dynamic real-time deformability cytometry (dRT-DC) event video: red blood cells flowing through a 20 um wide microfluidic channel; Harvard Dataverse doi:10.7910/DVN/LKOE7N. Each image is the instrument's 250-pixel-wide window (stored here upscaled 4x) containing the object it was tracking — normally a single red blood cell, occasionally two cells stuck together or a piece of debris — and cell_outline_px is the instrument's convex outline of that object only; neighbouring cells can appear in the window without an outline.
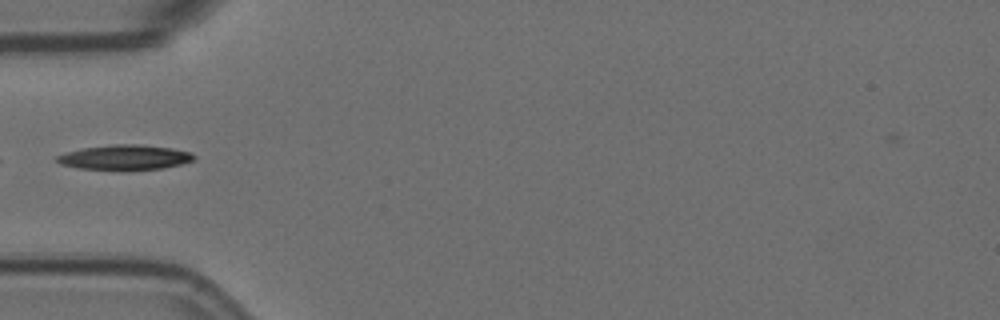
{"species": "Egyptian fruit bat (a non-hibernating species)", "species_latin": "Rousettus aegyptiacus", "temperature_condition": "room temperature", "stored_images_in_passage": 37, "camera_frame_rate_fps": 3000, "um_per_image_px": 0.085, "animal": {"sex": "female"}, "frame": {"image": 1, "passage_image": 1, "time_ms": 0.0, "image_size_px": [1000, 320], "cell_outline_px": [[196, 156], [192, 160], [180, 164], [164, 168], [124, 172], [120, 172], [76, 168], [60, 164], [56, 160], [56, 156], [64, 152], [84, 148], [116, 144], [136, 144], [172, 148], [192, 152]], "centroid_in_image_um": [10.58, 13.41], "position_along_channel_um": 74.4, "area_um2": 20.58}}